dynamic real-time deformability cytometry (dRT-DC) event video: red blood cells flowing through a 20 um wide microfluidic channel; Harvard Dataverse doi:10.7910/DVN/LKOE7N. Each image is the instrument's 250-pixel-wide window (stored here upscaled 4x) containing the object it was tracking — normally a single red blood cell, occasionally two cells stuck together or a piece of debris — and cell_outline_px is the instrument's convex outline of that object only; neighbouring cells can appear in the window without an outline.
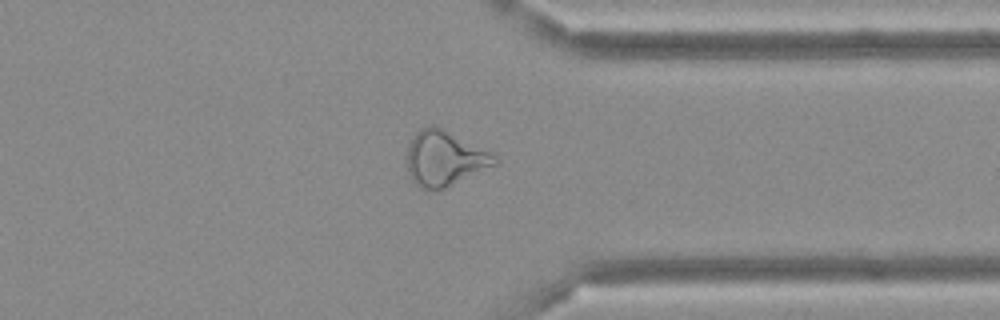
{"species": "Egyptian fruit bat (a non-hibernating species)", "species_latin": "Rousettus aegyptiacus", "temperature_condition": "cold", "stored_images_in_passage": 31, "camera_frame_rate_fps": 3000, "um_per_image_px": 0.085, "frame": {"image": 1, "passage_image": 27, "time_ms": 8.667, "image_size_px": [1000, 320], "cell_outline_px": [[500, 164], [444, 188], [420, 188], [412, 180], [408, 172], [408, 144], [412, 136], [420, 128], [432, 124], [436, 124], [496, 152], [500, 160]], "centroid_in_image_um": [37.89, 13.4], "position_along_channel_um": 373.5, "area_um2": 29.02}}